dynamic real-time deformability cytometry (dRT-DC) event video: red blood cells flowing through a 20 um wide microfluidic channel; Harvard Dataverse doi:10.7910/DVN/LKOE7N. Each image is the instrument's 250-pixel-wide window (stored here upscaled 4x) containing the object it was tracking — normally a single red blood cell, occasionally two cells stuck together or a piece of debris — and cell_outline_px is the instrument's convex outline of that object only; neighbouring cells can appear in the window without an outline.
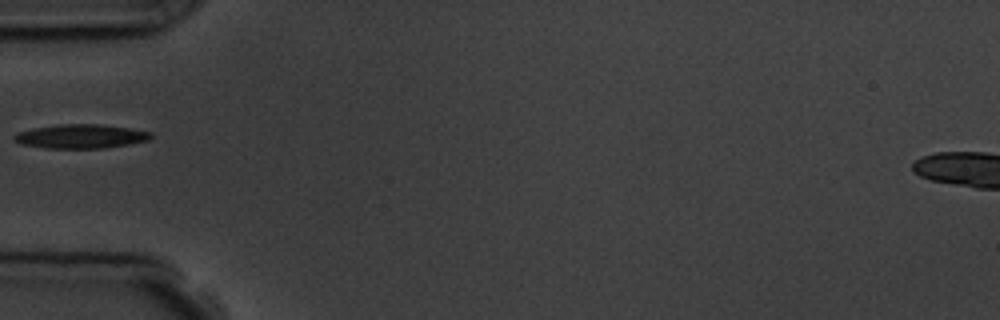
{"species": "common noctule bat (a hibernating species)", "species_latin": "Nyctalus noctula", "temperature_condition": "room temperature", "stored_images_in_passage": 6, "camera_frame_rate_fps": 3000, "um_per_image_px": 0.085, "animal": {"sex": "male", "body_mass_g": 19.5, "forearm_length_mm": 54.6}, "frame": {"image": 1, "passage_image": 5, "time_ms": 4.667, "image_size_px": [1000, 320], "cell_outline_px": [[152, 136], [148, 140], [128, 144], [104, 148], [44, 148], [20, 144], [12, 140], [12, 136], [16, 132], [32, 128], [60, 124], [100, 124], [128, 128], [152, 132]], "centroid_in_image_um": [6.79, 11.59], "position_along_channel_um": 78.2, "area_um2": 19.25}}